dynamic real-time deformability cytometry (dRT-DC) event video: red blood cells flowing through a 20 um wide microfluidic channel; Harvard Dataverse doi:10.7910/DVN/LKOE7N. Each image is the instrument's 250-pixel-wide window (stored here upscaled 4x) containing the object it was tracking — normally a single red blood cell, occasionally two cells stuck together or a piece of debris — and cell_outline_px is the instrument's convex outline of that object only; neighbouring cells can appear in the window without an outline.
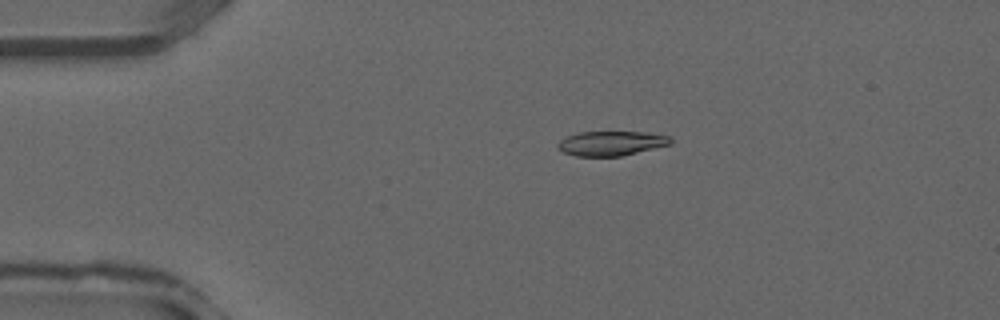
{"species": "common noctule bat (a hibernating species)", "species_latin": "Nyctalus noctula", "temperature_condition": "warm", "stored_images_in_passage": 37, "camera_frame_rate_fps": 3000, "um_per_image_px": 0.085, "animal": {"sex": "male", "forearm_length_mm": 52.5}, "frame": {"image": 1, "passage_image": 8, "time_ms": 2.333, "image_size_px": [1000, 320], "cell_outline_px": [[672, 144], [620, 156], [576, 156], [564, 152], [556, 148], [556, 144], [560, 140], [576, 132], [648, 132], [672, 136]], "centroid_in_image_um": [51.96, 12.17], "position_along_channel_um": 33.0, "area_um2": 16.24}}
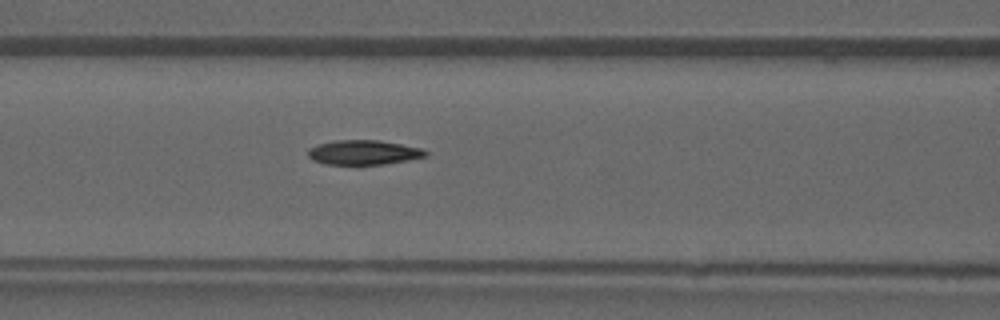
{"frame": {"image": 2, "passage_image": 16, "time_ms": 5.0, "image_size_px": [1000, 320], "cell_outline_px": [[428, 156], [408, 160], [384, 164], [328, 164], [312, 160], [308, 156], [308, 148], [332, 140], [380, 140], [424, 148], [428, 152]], "centroid_in_image_um": [30.94, 12.94], "position_along_channel_um": 135.7, "area_um2": 16.94}}
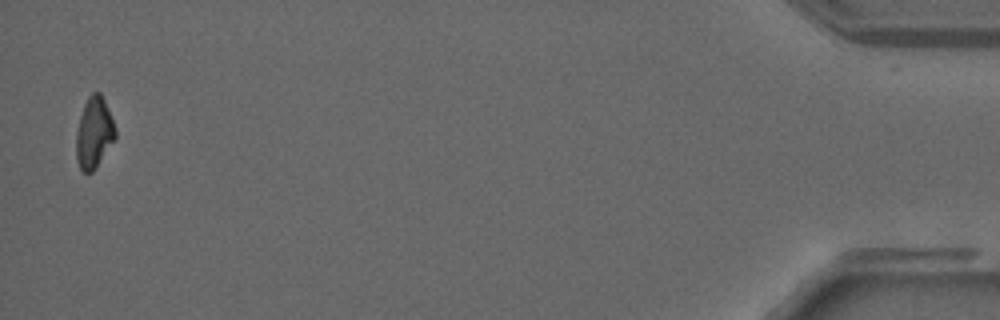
{"frame": {"image": 3, "passage_image": 37, "time_ms": 12.0, "image_size_px": [1000, 320], "cell_outline_px": [[116, 136], [92, 172], [84, 172], [80, 168], [76, 160], [76, 132], [80, 116], [84, 104], [88, 96], [92, 92], [100, 92], [104, 100], [116, 128]], "centroid_in_image_um": [7.97, 11.26], "position_along_channel_um": 427.2, "area_um2": 15.95}}